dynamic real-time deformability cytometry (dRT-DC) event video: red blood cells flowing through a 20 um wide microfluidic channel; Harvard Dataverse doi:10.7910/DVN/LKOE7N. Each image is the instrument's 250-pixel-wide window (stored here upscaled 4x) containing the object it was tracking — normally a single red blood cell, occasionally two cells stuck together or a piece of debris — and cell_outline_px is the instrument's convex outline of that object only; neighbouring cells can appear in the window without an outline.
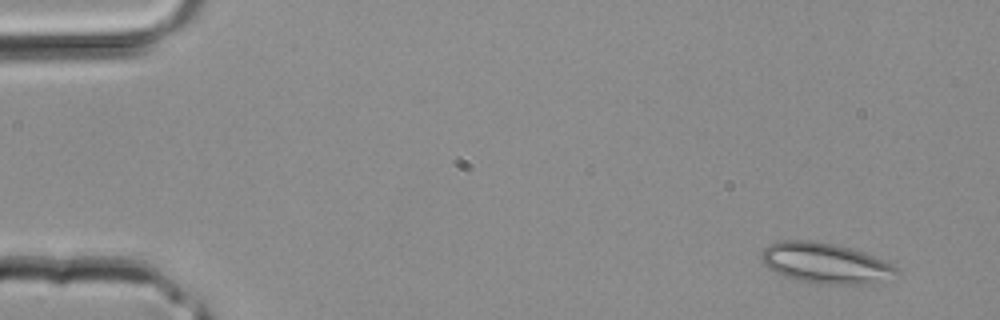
{"species": "common noctule bat (a hibernating species)", "species_latin": "Nyctalus noctula", "temperature_condition": "room temperature", "stored_images_in_passage": 3, "camera_frame_rate_fps": 3000, "um_per_image_px": 0.085, "animal": {"sex": "male", "body_mass_g": 20.4}, "frame": {"image": 1, "passage_image": 1, "time_ms": 0.0, "image_size_px": [1000, 320], "cell_outline_px": [[896, 272], [872, 284], [824, 284], [800, 280], [784, 276], [768, 268], [760, 260], [760, 252], [768, 244], [780, 240], [812, 240], [836, 244], [852, 248], [864, 252], [884, 260], [892, 264], [896, 268]], "centroid_in_image_um": [70.07, 22.34], "position_along_channel_um": 14.9, "area_um2": 31.73}}